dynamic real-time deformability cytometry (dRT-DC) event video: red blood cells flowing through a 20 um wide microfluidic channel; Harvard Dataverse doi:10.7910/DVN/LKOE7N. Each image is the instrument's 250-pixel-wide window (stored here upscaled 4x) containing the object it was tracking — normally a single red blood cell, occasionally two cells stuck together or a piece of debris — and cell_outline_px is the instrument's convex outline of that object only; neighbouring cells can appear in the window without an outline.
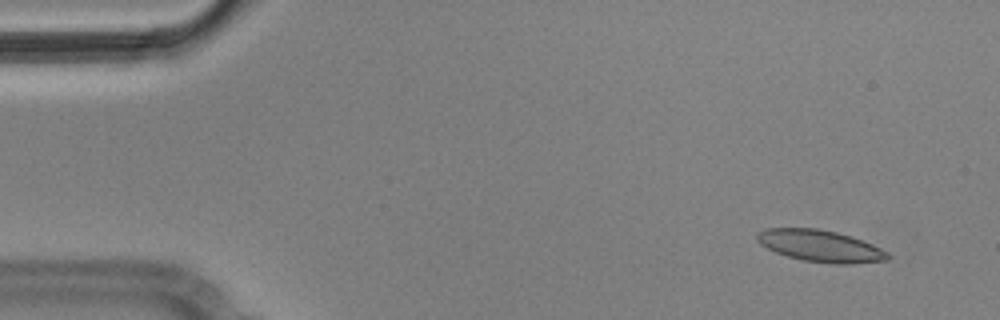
{"species": "Egyptian fruit bat (a non-hibernating species)", "species_latin": "Rousettus aegyptiacus", "temperature_condition": "cold", "stored_images_in_passage": 5, "camera_frame_rate_fps": 3000, "um_per_image_px": 0.085, "animal": {"sex": "male"}, "frame": {"image": 1, "passage_image": 1, "time_ms": 0.0, "image_size_px": [1000, 320], "cell_outline_px": [[892, 256], [888, 260], [852, 264], [836, 264], [804, 260], [788, 256], [776, 252], [760, 244], [756, 240], [756, 232], [768, 228], [816, 228], [836, 232], [852, 236], [872, 244], [888, 252]], "centroid_in_image_um": [69.75, 20.9], "position_along_channel_um": 15.3, "area_um2": 24.22}}
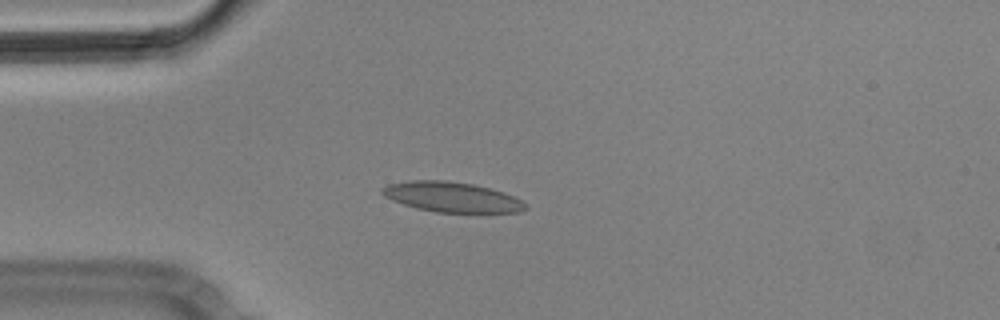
{"frame": {"image": 2, "passage_image": 3, "time_ms": 0.667, "image_size_px": [1000, 320], "cell_outline_px": [[528, 208], [520, 212], [436, 212], [416, 208], [392, 200], [384, 196], [380, 192], [380, 188], [388, 184], [412, 180], [444, 180], [472, 184], [504, 192], [528, 204]], "centroid_in_image_um": [38.38, 16.74], "position_along_channel_um": 46.6, "area_um2": 25.03}}